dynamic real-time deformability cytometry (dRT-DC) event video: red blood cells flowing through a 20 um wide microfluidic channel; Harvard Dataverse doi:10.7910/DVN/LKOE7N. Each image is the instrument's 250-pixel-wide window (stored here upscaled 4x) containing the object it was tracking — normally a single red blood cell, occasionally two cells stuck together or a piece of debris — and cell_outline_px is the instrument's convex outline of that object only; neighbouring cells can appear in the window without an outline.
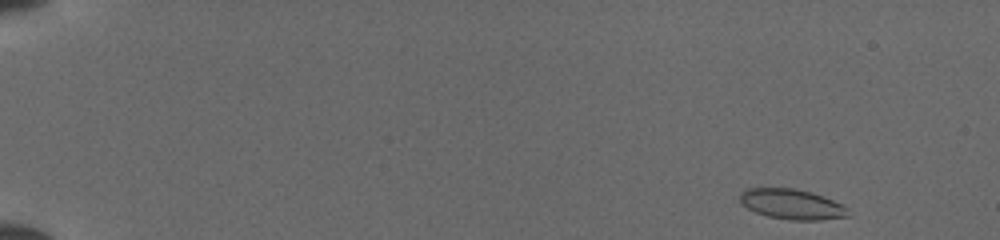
{"species": "common noctule bat (a hibernating species)", "species_latin": "Nyctalus noctula", "temperature_condition": "cold", "stored_images_in_passage": 12, "camera_frame_rate_fps": 3000, "um_per_image_px": 0.085, "animal": {"sex": "female", "body_mass_g": 19.5, "forearm_length_mm": 54.1}, "frame": {"image": 1, "passage_image": 1, "time_ms": 0.0, "image_size_px": [1000, 240], "cell_outline_px": [[848, 216], [820, 220], [792, 220], [768, 216], [756, 212], [740, 204], [740, 192], [744, 188], [796, 188], [812, 192], [832, 200], [848, 208]], "centroid_in_image_um": [67.27, 17.34], "position_along_channel_um": 17.7, "area_um2": 19.02}}